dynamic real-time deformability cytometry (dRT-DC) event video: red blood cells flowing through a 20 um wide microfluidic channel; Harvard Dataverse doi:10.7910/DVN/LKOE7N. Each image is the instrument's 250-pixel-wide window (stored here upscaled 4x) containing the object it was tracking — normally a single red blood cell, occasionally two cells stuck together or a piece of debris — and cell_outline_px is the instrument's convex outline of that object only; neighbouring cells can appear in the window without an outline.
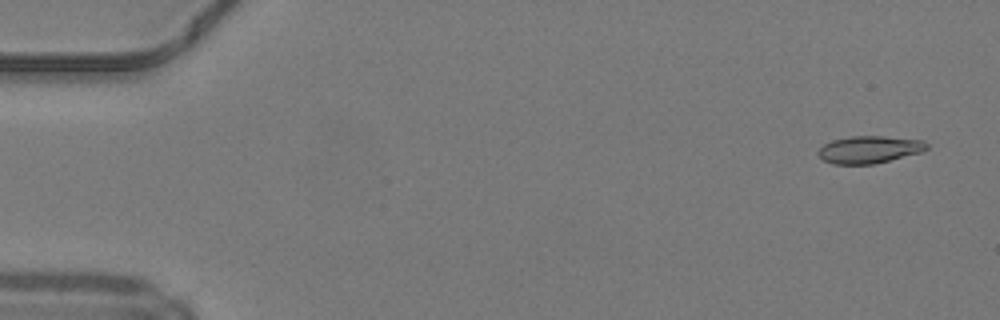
{"species": "common noctule bat (a hibernating species)", "species_latin": "Nyctalus noctula", "temperature_condition": "warm", "stored_images_in_passage": 50, "camera_frame_rate_fps": 3000, "um_per_image_px": 0.085, "animal": {"sex": "male", "body_mass_g": 19.2, "forearm_length_mm": 51.8}, "frame": {"image": 1, "passage_image": 3, "time_ms": 0.667, "image_size_px": [1000, 320], "cell_outline_px": [[928, 148], [920, 152], [876, 164], [832, 164], [824, 160], [816, 152], [824, 144], [832, 140], [852, 136], [884, 136], [924, 140], [928, 144]], "centroid_in_image_um": [73.89, 12.71], "position_along_channel_um": 11.1, "area_um2": 17.28}}
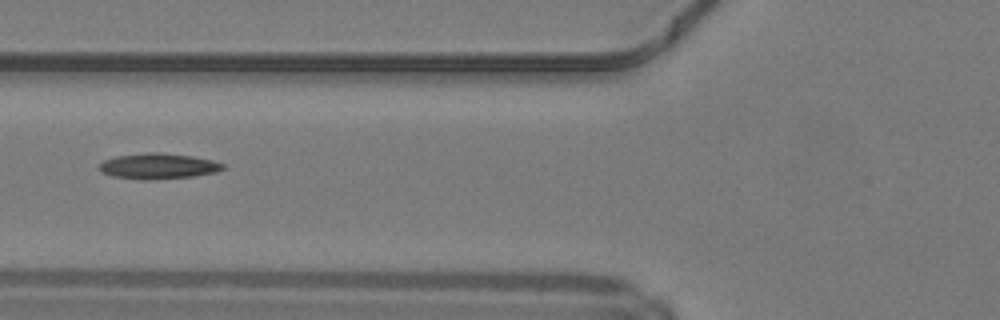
{"frame": {"image": 2, "passage_image": 20, "time_ms": 6.333, "image_size_px": [1000, 320], "cell_outline_px": [[224, 168], [216, 172], [192, 176], [152, 180], [140, 180], [112, 176], [100, 172], [100, 164], [104, 160], [116, 156], [144, 152], [160, 152], [192, 156], [212, 160], [224, 164]], "centroid_in_image_um": [13.42, 14.12], "position_along_channel_um": 112.4, "area_um2": 18.55}}
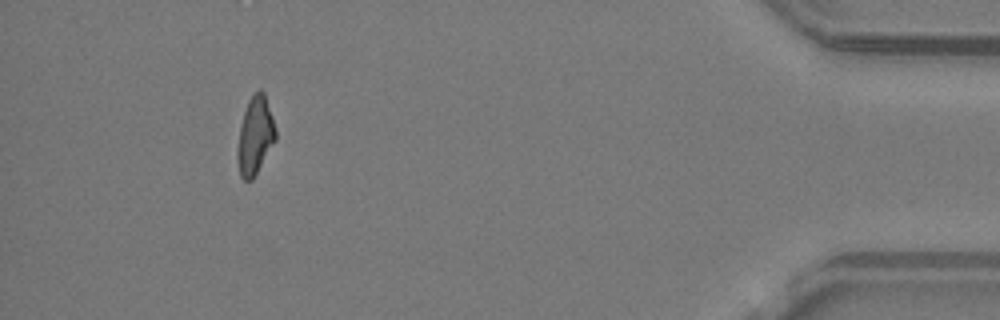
{"frame": {"image": 3, "passage_image": 46, "time_ms": 15.0, "image_size_px": [1000, 320], "cell_outline_px": [[276, 140], [252, 180], [244, 180], [240, 176], [236, 160], [236, 152], [240, 128], [244, 112], [248, 100], [260, 88], [264, 92], [276, 128]], "centroid_in_image_um": [21.68, 11.55], "position_along_channel_um": 413.5, "area_um2": 17.28}, "authors_computed_cell_mechanics": {"area_um2": 17.4556, "velocity_mm_per_s": 4.2273, "shape_relaxation_time_tau1_ms": 9.3132, "shape_relaxation_time_tau2_ms": 5.087, "deformation_change_tau1": 0.2288, "deformation_change_tau2": 0.1449}}